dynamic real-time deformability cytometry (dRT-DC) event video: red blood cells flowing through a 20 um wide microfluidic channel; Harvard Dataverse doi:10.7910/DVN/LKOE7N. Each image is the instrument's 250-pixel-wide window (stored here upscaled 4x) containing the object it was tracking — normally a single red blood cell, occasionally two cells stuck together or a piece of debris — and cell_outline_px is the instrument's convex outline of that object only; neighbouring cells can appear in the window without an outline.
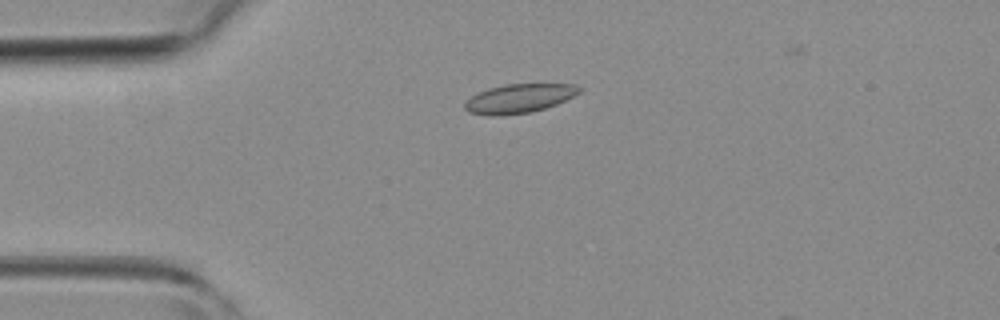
{"species": "common noctule bat (a hibernating species)", "species_latin": "Nyctalus noctula", "temperature_condition": "room temperature", "stored_images_in_passage": 5, "camera_frame_rate_fps": 3000, "um_per_image_px": 0.085, "animal": {"sex": "female", "body_mass_g": 19.3, "forearm_length_mm": 54.1}, "frame": {"image": 1, "passage_image": 4, "time_ms": 3.333, "image_size_px": [1000, 320], "cell_outline_px": [[580, 92], [556, 104], [532, 112], [500, 116], [488, 116], [468, 112], [464, 108], [464, 104], [472, 96], [488, 88], [504, 84], [576, 84], [580, 88]], "centroid_in_image_um": [44.09, 8.38], "position_along_channel_um": 40.9, "area_um2": 19.25}}